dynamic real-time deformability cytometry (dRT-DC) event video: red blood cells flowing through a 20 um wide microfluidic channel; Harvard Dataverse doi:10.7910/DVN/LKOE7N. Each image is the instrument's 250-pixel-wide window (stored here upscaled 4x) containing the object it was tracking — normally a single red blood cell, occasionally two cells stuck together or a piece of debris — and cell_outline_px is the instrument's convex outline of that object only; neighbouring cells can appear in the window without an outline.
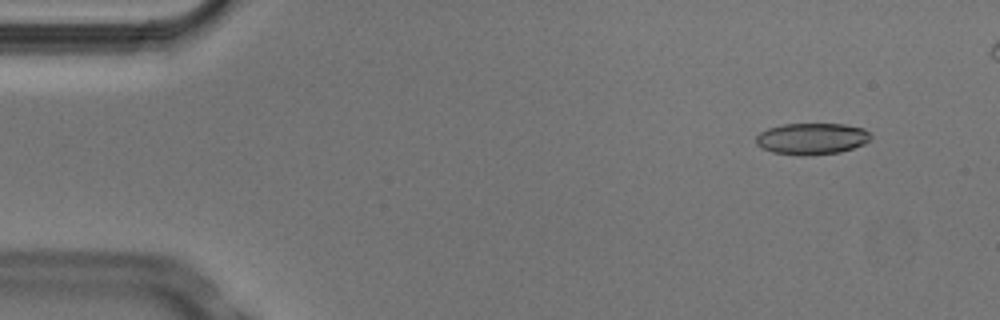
{"species": "Egyptian fruit bat (a non-hibernating species)", "species_latin": "Rousettus aegyptiacus", "temperature_condition": "cold", "stored_images_in_passage": 5, "camera_frame_rate_fps": 3000, "um_per_image_px": 0.085, "animal": {"sex": "male"}, "frame": {"image": 1, "passage_image": 1, "time_ms": 0.0, "image_size_px": [1000, 320], "cell_outline_px": [[872, 140], [864, 144], [840, 152], [808, 156], [800, 156], [772, 152], [760, 148], [756, 144], [756, 136], [760, 132], [768, 128], [784, 124], [844, 124], [864, 128], [872, 136]], "centroid_in_image_um": [69.01, 11.8], "position_along_channel_um": 16.0, "area_um2": 21.33}}